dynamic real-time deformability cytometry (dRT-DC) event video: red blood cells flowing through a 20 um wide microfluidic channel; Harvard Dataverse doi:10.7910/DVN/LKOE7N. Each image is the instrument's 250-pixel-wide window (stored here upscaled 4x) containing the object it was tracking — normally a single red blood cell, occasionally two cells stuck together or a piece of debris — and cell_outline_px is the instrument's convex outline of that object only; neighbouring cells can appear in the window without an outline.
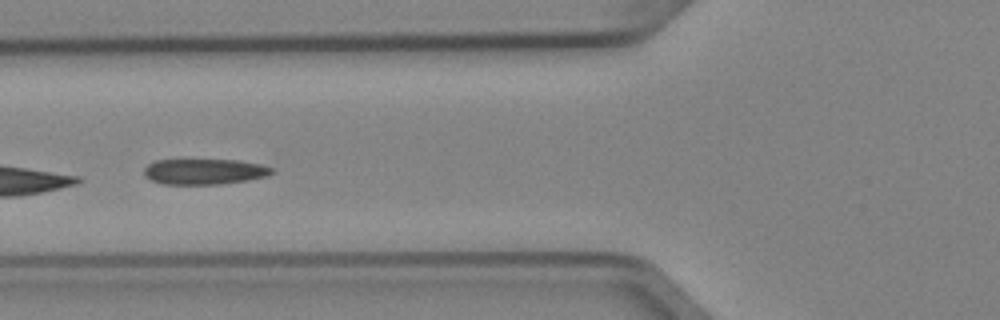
{"species": "Egyptian fruit bat (a non-hibernating species)", "species_latin": "Rousettus aegyptiacus", "temperature_condition": "cold", "stored_images_in_passage": 8, "camera_frame_rate_fps": 3000, "um_per_image_px": 0.085, "animal": {"sex": "female"}, "frame": {"image": 1, "passage_image": 5, "time_ms": 1.333, "image_size_px": [1000, 320], "cell_outline_px": [[276, 172], [268, 176], [248, 180], [220, 184], [164, 184], [152, 180], [144, 176], [144, 168], [148, 164], [156, 160], [240, 160], [260, 164], [276, 168]], "centroid_in_image_um": [17.43, 14.58], "position_along_channel_um": 108.4, "area_um2": 19.25}}
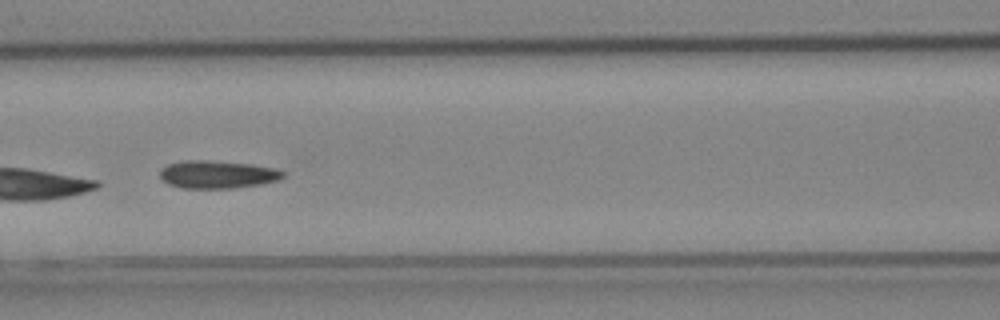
{"frame": {"image": 2, "passage_image": 6, "time_ms": 1.667, "image_size_px": [1000, 320], "cell_outline_px": [[284, 176], [276, 180], [260, 184], [232, 188], [180, 188], [168, 184], [160, 176], [160, 168], [168, 164], [184, 160], [208, 160], [252, 164], [276, 168], [284, 172]], "centroid_in_image_um": [18.45, 14.82], "position_along_channel_um": 148.2, "area_um2": 19.94}}